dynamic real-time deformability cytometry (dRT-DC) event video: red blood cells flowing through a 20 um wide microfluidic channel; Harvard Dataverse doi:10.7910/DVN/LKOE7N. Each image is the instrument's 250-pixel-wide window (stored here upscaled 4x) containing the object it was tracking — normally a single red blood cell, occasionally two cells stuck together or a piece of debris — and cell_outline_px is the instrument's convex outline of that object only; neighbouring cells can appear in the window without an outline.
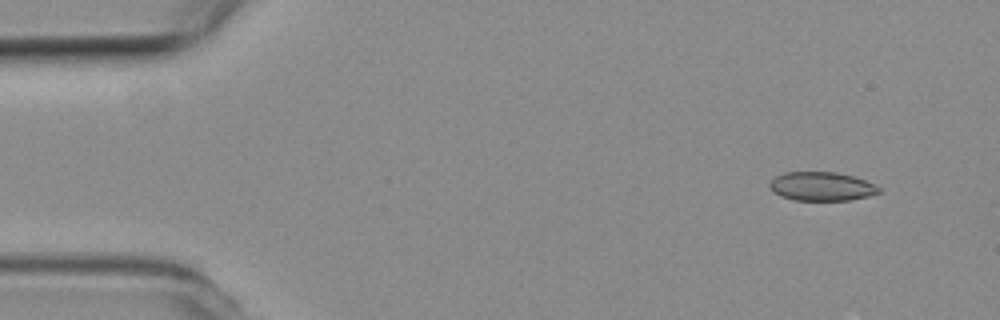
{"species": "common noctule bat (a hibernating species)", "species_latin": "Nyctalus noctula", "temperature_condition": "room temperature", "stored_images_in_passage": 50, "camera_frame_rate_fps": 3000, "um_per_image_px": 0.085, "animal": {"sex": "female", "body_mass_g": 19.3, "forearm_length_mm": 54.1}, "frame": {"image": 1, "passage_image": 1, "time_ms": 0.0, "image_size_px": [1000, 320], "cell_outline_px": [[880, 192], [868, 196], [852, 200], [792, 200], [780, 196], [772, 192], [768, 184], [776, 176], [784, 172], [836, 172], [852, 176], [864, 180], [880, 188]], "centroid_in_image_um": [69.79, 15.85], "position_along_channel_um": 15.2, "area_um2": 18.32}}
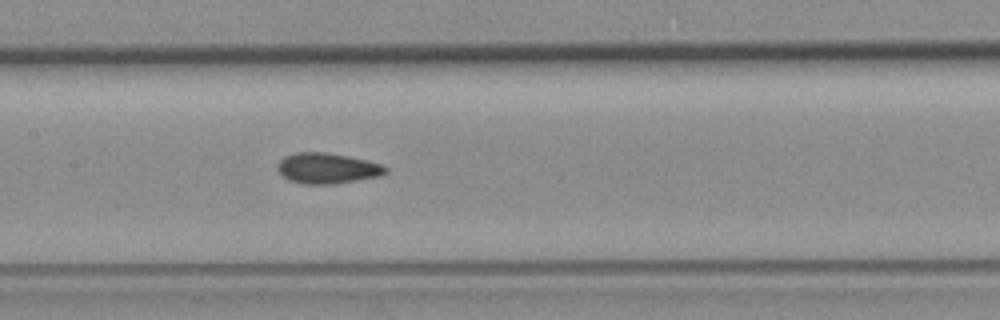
{"frame": {"image": 2, "passage_image": 22, "time_ms": 7.0, "image_size_px": [1000, 320], "cell_outline_px": [[388, 172], [380, 176], [332, 184], [304, 184], [288, 180], [276, 168], [276, 164], [284, 156], [296, 152], [324, 152], [348, 156], [368, 160], [380, 164], [388, 168]], "centroid_in_image_um": [27.8, 14.3], "position_along_channel_um": 179.6, "area_um2": 19.31}}
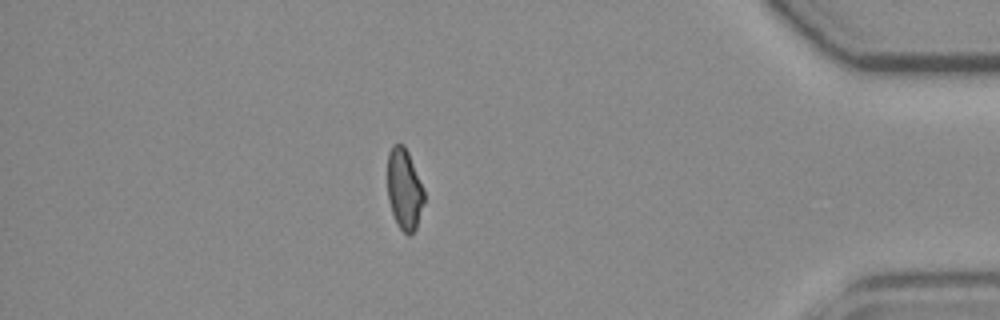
{"frame": {"image": 3, "passage_image": 43, "time_ms": 14.0, "image_size_px": [1000, 320], "cell_outline_px": [[424, 204], [416, 228], [408, 236], [396, 224], [388, 200], [388, 152], [392, 144], [404, 144], [408, 152], [424, 188]], "centroid_in_image_um": [34.37, 16.08], "position_along_channel_um": 400.8, "area_um2": 17.4}, "authors_computed_cell_mechanics": {"area_um2": 18.7561, "velocity_mm_per_s": 3.8067, "shape_relaxation_time_tau1_ms": null, "shape_relaxation_time_tau2_ms": 2.2526, "deformation_change_tau1": null, "deformation_change_tau2": 0.0681}}